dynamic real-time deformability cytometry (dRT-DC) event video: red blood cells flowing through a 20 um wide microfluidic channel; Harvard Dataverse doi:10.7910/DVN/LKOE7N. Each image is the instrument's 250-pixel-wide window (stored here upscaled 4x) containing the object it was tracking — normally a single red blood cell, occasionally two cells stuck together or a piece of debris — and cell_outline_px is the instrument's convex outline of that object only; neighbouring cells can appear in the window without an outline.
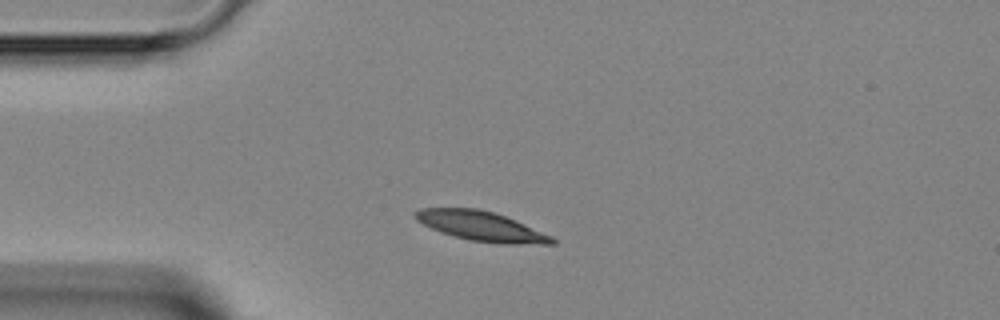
{"species": "Egyptian fruit bat (a non-hibernating species)", "species_latin": "Rousettus aegyptiacus", "temperature_condition": "room temperature", "stored_images_in_passage": 2, "segment_of_instrument_passage": [1, 2], "camera_frame_rate_fps": 3000, "um_per_image_px": 0.085, "animal": {"sex": "female"}, "frame": {"image": 1, "passage_image": 1, "time_ms": 0.0, "image_size_px": [1000, 320], "cell_outline_px": [[556, 244], [500, 244], [468, 240], [440, 232], [416, 220], [412, 216], [420, 208], [480, 208], [496, 212], [516, 220], [552, 236], [556, 240]], "centroid_in_image_um": [40.93, 19.22], "position_along_channel_um": 44.1, "area_um2": 23.81}}